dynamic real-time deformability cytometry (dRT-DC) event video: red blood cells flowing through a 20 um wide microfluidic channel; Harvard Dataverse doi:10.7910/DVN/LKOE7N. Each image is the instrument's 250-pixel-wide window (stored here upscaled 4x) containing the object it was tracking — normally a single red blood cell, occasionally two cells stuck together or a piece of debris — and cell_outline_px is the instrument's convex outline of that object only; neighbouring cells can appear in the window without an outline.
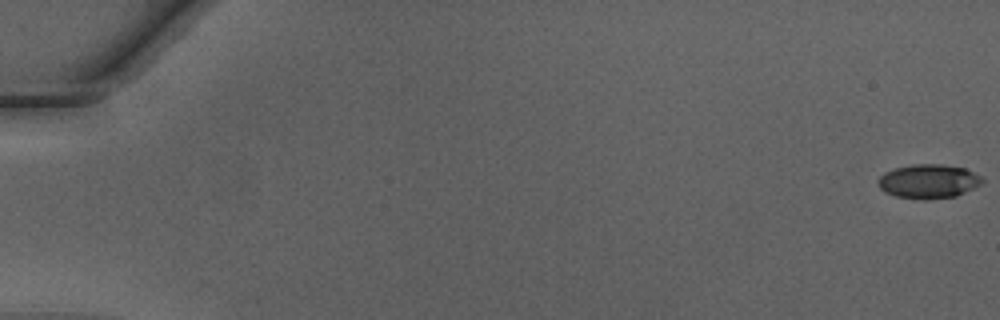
{"species": "Egyptian fruit bat (a non-hibernating species)", "species_latin": "Rousettus aegyptiacus", "temperature_condition": "warm", "stored_images_in_passage": 9, "camera_frame_rate_fps": 3000, "um_per_image_px": 0.085, "animal": {"sex": "male"}, "frame": {"image": 1, "passage_image": 1, "time_ms": 0.0, "image_size_px": [1000, 320], "cell_outline_px": [[984, 180], [980, 184], [956, 196], [924, 200], [896, 196], [880, 188], [876, 180], [884, 172], [896, 168], [912, 164], [940, 164], [964, 168], [980, 176]], "centroid_in_image_um": [78.89, 15.41], "position_along_channel_um": 6.1, "area_um2": 20.46}}